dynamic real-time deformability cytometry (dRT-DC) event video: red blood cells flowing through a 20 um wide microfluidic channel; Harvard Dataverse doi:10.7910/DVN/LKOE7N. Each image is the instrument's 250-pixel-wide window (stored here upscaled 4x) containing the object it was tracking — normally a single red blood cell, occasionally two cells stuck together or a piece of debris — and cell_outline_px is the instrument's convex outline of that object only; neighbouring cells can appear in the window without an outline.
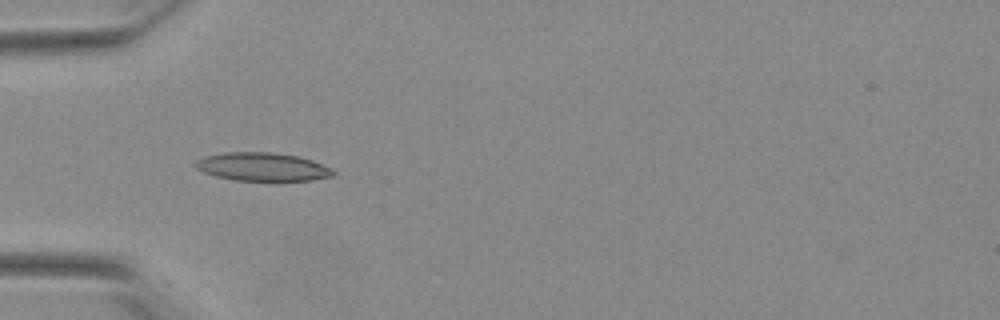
{"species": "Egyptian fruit bat (a non-hibernating species)", "species_latin": "Rousettus aegyptiacus", "temperature_condition": "warm", "stored_images_in_passage": 39, "segment_of_instrument_passage": [1, 2], "camera_frame_rate_fps": 3000, "um_per_image_px": 0.085, "animal": {"sex": "female"}, "frame": {"image": 1, "passage_image": 6, "time_ms": 1.667, "image_size_px": [1000, 320], "cell_outline_px": [[336, 172], [332, 176], [312, 180], [280, 184], [236, 180], [216, 176], [204, 172], [196, 168], [192, 164], [196, 160], [204, 156], [224, 152], [272, 152], [300, 156], [312, 160], [332, 168]], "centroid_in_image_um": [22.35, 14.22], "position_along_channel_um": 62.6, "area_um2": 23.87}}
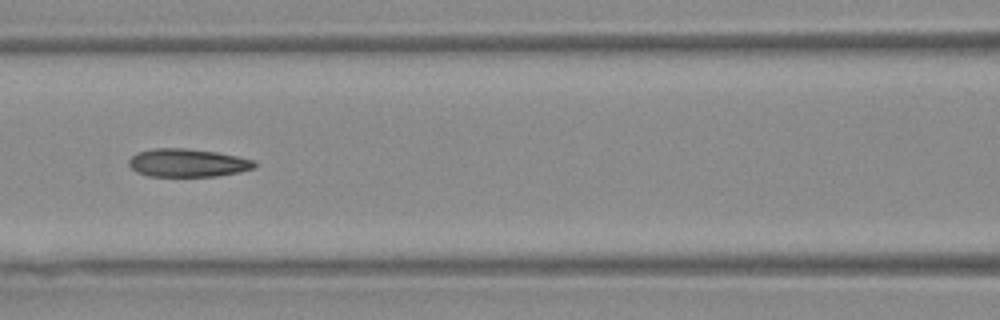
{"frame": {"image": 2, "passage_image": 13, "time_ms": 4.0, "image_size_px": [1000, 320], "cell_outline_px": [[256, 168], [240, 172], [216, 176], [148, 176], [136, 172], [128, 164], [128, 160], [136, 152], [156, 148], [184, 148], [216, 152], [256, 160]], "centroid_in_image_um": [15.95, 13.84], "position_along_channel_um": 150.6, "area_um2": 20.69}}
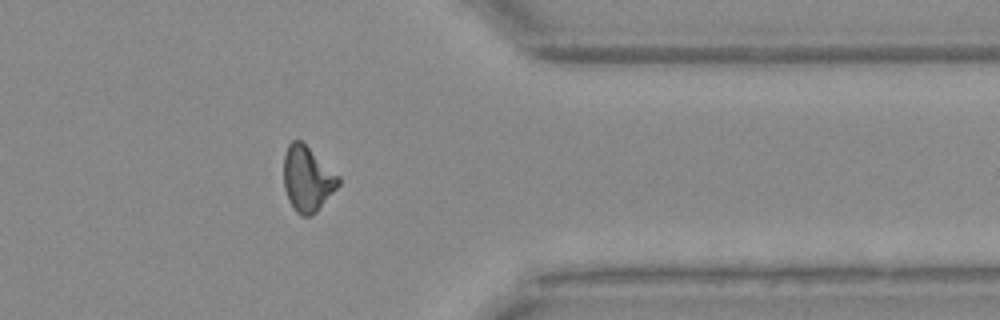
{"frame": {"image": 3, "passage_image": 32, "time_ms": 10.333, "image_size_px": [1000, 320], "cell_outline_px": [[340, 184], [316, 212], [312, 216], [300, 216], [296, 212], [288, 200], [284, 188], [284, 152], [288, 144], [292, 140], [300, 140], [340, 176]], "centroid_in_image_um": [26.11, 15.21], "position_along_channel_um": 385.3, "area_um2": 20.81}}